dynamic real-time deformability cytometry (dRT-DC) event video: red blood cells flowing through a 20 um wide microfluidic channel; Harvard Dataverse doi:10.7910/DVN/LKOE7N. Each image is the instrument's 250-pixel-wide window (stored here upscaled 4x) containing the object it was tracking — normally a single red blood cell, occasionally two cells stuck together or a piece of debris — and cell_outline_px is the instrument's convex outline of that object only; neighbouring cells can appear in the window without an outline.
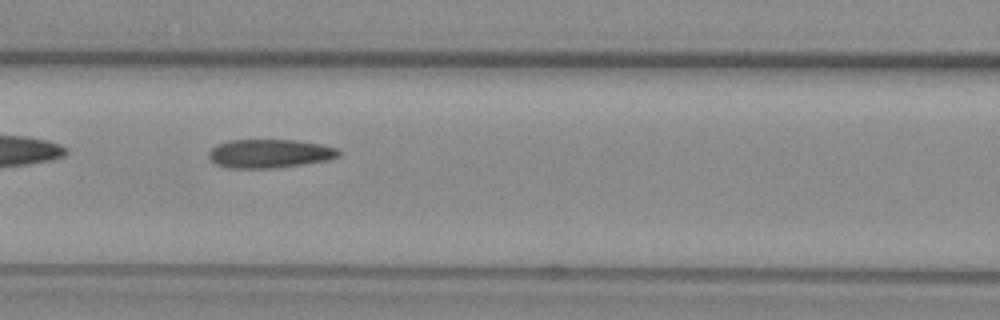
{"species": "common noctule bat (a hibernating species)", "species_latin": "Nyctalus noctula", "temperature_condition": "warm", "stored_images_in_passage": 10, "camera_frame_rate_fps": 3000, "um_per_image_px": 0.085, "animal": {"sex": "female", "body_mass_g": 29.2, "forearm_length_mm": 56.3}, "frame": {"image": 1, "passage_image": 6, "time_ms": 1.667, "image_size_px": [1000, 320], "cell_outline_px": [[340, 156], [328, 160], [304, 164], [276, 168], [228, 168], [216, 164], [208, 156], [208, 152], [216, 144], [228, 140], [296, 140], [320, 144], [336, 148], [340, 152]], "centroid_in_image_um": [22.9, 13.05], "position_along_channel_um": 143.7, "area_um2": 21.79}}